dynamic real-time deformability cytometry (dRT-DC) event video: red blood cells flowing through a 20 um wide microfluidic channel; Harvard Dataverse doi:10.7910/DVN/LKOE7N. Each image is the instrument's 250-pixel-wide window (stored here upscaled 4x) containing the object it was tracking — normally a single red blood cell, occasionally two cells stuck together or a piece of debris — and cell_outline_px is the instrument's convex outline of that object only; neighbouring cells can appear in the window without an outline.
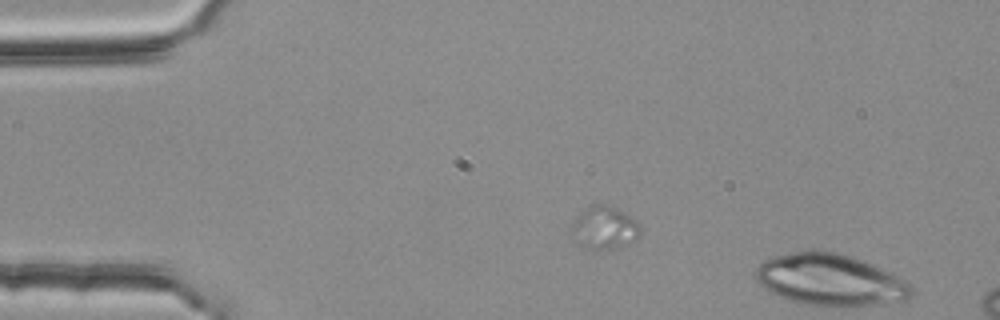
{"species": "common noctule bat (a hibernating species)", "species_latin": "Nyctalus noctula", "temperature_condition": "room temperature", "stored_images_in_passage": 8, "segment_of_instrument_passage": [2, 2], "camera_frame_rate_fps": 3000, "um_per_image_px": 0.085, "animal": {"sex": "female", "body_mass_g": 25.1}, "frame": {"image": 1, "passage_image": 8, "time_ms": 2.333, "image_size_px": [1000, 320], "cell_outline_px": [[916, 292], [908, 300], [872, 304], [804, 304], [788, 300], [764, 288], [756, 280], [756, 268], [764, 260], [772, 256], [792, 252], [836, 252], [852, 256], [888, 272], [912, 284]], "centroid_in_image_um": [70.57, 23.77], "position_along_channel_um": 14.4, "area_um2": 45.78}}